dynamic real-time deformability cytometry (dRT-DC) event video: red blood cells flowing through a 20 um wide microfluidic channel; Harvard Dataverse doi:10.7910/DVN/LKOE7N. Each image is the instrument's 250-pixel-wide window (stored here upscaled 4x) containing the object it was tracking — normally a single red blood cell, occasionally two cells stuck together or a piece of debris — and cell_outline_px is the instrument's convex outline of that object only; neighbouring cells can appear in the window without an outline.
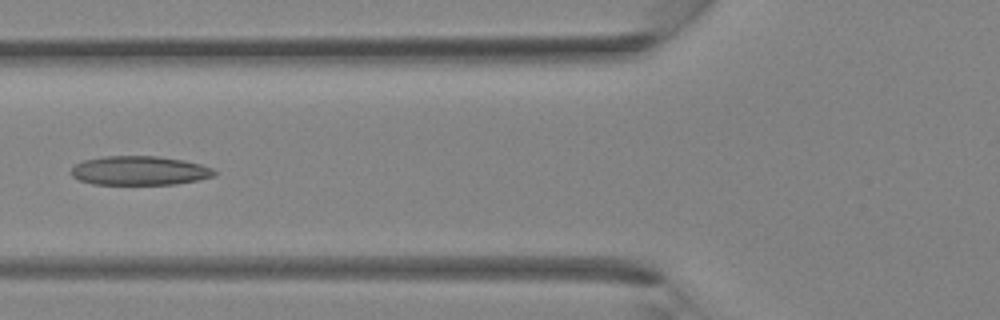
{"species": "Egyptian fruit bat (a non-hibernating species)", "species_latin": "Rousettus aegyptiacus", "temperature_condition": "room temperature", "stored_images_in_passage": 27, "camera_frame_rate_fps": 3000, "um_per_image_px": 0.085, "animal": {"sex": "female"}, "frame": {"image": 1, "passage_image": 6, "time_ms": 1.667, "image_size_px": [1000, 320], "cell_outline_px": [[216, 176], [176, 184], [92, 184], [80, 180], [72, 176], [68, 172], [76, 164], [84, 160], [104, 156], [156, 156], [184, 160], [200, 164], [212, 168], [216, 172]], "centroid_in_image_um": [11.84, 14.5], "position_along_channel_um": 114.0, "area_um2": 24.28}}
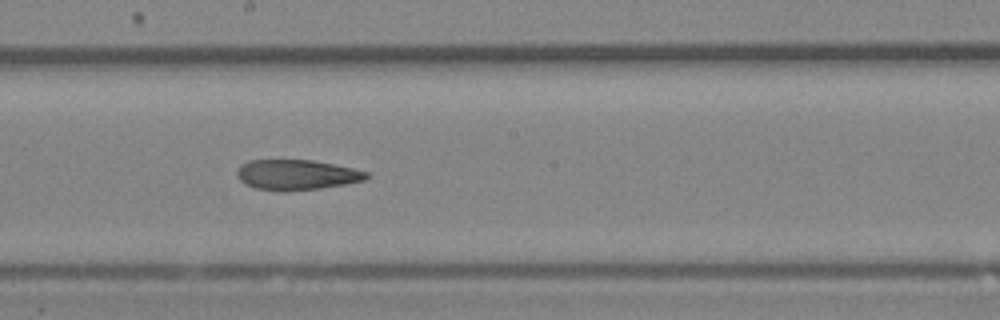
{"frame": {"image": 2, "passage_image": 12, "time_ms": 3.667, "image_size_px": [1000, 320], "cell_outline_px": [[372, 176], [364, 180], [344, 184], [320, 188], [288, 192], [284, 192], [256, 188], [240, 180], [236, 176], [236, 172], [240, 164], [248, 160], [312, 160], [352, 168], [368, 172]], "centroid_in_image_um": [25.2, 14.86], "position_along_channel_um": 223.0, "area_um2": 22.89}}
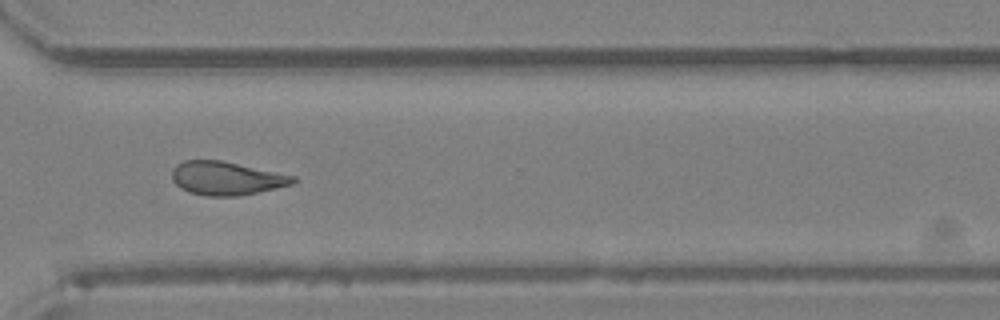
{"frame": {"image": 3, "passage_image": 19, "time_ms": 6.0, "image_size_px": [1000, 320], "cell_outline_px": [[296, 180], [292, 184], [276, 188], [240, 196], [204, 196], [188, 192], [180, 188], [172, 180], [172, 168], [176, 164], [184, 160], [220, 160], [296, 176]], "centroid_in_image_um": [19.21, 15.16], "position_along_channel_um": 351.4, "area_um2": 23.7}}